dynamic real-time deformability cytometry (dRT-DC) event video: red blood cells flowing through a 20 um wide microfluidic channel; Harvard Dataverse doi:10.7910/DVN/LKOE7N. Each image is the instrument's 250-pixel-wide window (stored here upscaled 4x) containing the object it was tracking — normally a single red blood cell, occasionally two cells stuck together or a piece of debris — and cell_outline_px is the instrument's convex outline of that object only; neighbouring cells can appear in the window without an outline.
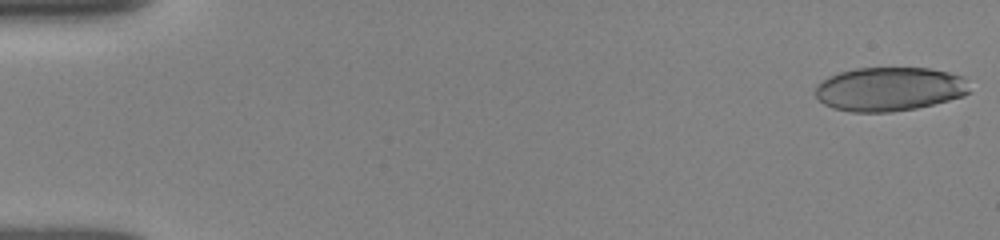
{"species": "human", "species_latin": "Homo sapiens", "temperature_condition": "room temperature", "stored_images_in_passage": 8, "camera_frame_rate_fps": 3000, "um_per_image_px": 0.085, "donor": {"sex": "female"}, "frame": {"image": 1, "passage_image": 1, "time_ms": 0.0, "image_size_px": [1000, 240], "cell_outline_px": [[968, 92], [964, 96], [916, 108], [888, 112], [852, 112], [832, 108], [824, 104], [816, 96], [816, 84], [828, 76], [840, 72], [856, 68], [928, 68], [948, 72], [964, 76]], "centroid_in_image_um": [75.56, 7.57], "position_along_channel_um": 9.4, "area_um2": 39.36}}